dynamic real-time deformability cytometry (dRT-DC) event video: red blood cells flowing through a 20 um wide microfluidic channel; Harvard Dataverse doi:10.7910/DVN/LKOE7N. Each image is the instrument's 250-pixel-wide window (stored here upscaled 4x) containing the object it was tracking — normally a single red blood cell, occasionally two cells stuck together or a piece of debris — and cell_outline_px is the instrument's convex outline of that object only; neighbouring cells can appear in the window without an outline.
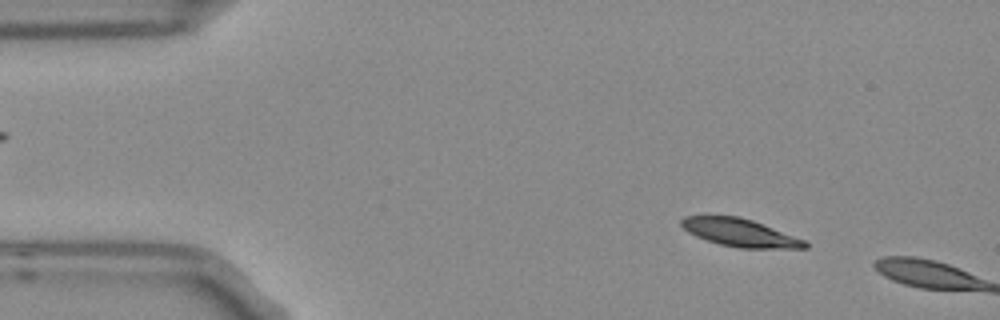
{"species": "Egyptian fruit bat (a non-hibernating species)", "species_latin": "Rousettus aegyptiacus", "temperature_condition": "room temperature", "stored_images_in_passage": 3, "camera_frame_rate_fps": 3000, "um_per_image_px": 0.085, "frame": {"image": 1, "passage_image": 2, "time_ms": 0.333, "image_size_px": [1000, 320], "cell_outline_px": [[808, 248], [740, 248], [720, 244], [696, 236], [688, 232], [680, 224], [680, 220], [684, 216], [736, 216], [752, 220], [804, 240], [808, 244]], "centroid_in_image_um": [62.87, 19.78], "position_along_channel_um": 22.1, "area_um2": 19.65}}